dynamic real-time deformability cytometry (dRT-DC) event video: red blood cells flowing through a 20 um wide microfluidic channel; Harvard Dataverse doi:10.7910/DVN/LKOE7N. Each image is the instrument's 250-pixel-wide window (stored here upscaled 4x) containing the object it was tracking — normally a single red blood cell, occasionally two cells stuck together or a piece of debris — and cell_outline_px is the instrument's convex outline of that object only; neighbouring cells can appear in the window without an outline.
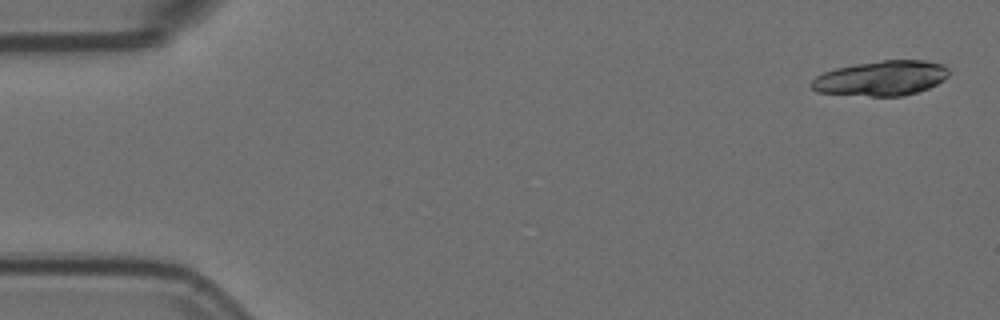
{"species": "Egyptian fruit bat (a non-hibernating species)", "species_latin": "Rousettus aegyptiacus", "temperature_condition": "room temperature", "stored_images_in_passage": 5, "camera_frame_rate_fps": 3000, "um_per_image_px": 0.085, "animal": {"sex": "female"}, "frame": {"image": 1, "passage_image": 1, "time_ms": 0.0, "image_size_px": [1000, 320], "cell_outline_px": [[948, 76], [944, 80], [928, 88], [904, 96], [868, 96], [816, 92], [808, 84], [816, 76], [824, 72], [836, 68], [856, 64], [884, 60], [924, 60], [944, 64], [948, 68]], "centroid_in_image_um": [74.9, 6.65], "position_along_channel_um": 10.1, "area_um2": 28.03}}
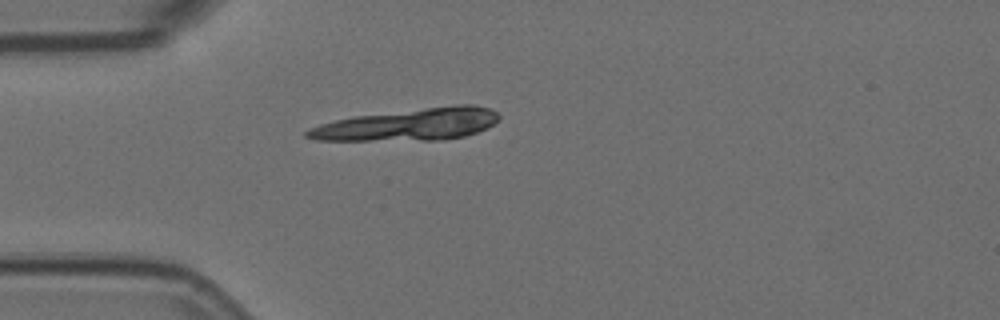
{"frame": {"image": 2, "passage_image": 5, "time_ms": 1.333, "image_size_px": [1000, 320], "cell_outline_px": [[500, 116], [488, 128], [464, 136], [444, 140], [316, 140], [304, 136], [304, 132], [308, 128], [320, 124], [352, 116], [456, 104], [472, 104], [492, 108]], "centroid_in_image_um": [34.74, 10.58], "position_along_channel_um": 50.3, "area_um2": 35.95}}